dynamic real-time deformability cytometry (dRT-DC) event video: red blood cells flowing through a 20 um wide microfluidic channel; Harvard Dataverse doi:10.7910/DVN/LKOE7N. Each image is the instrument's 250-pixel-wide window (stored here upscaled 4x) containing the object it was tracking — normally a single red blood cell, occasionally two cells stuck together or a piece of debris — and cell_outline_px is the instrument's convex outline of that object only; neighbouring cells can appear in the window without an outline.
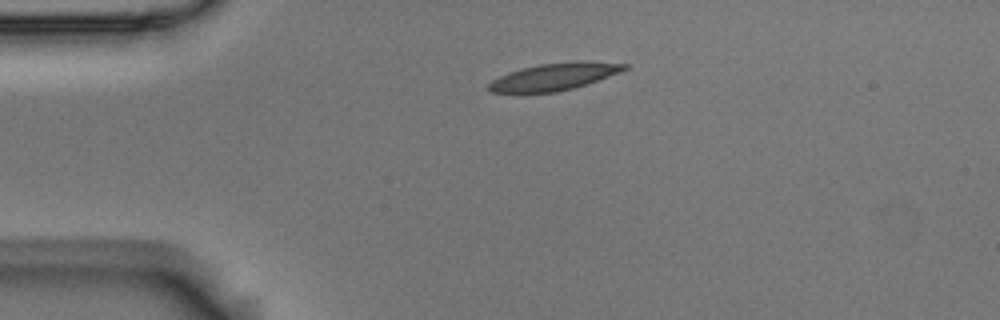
{"species": "Egyptian fruit bat (a non-hibernating species)", "species_latin": "Rousettus aegyptiacus", "temperature_condition": "room temperature", "stored_images_in_passage": 2, "camera_frame_rate_fps": 3000, "um_per_image_px": 0.085, "animal": {"sex": "male"}, "frame": {"image": 1, "passage_image": 1, "time_ms": 0.0, "image_size_px": [1000, 320], "cell_outline_px": [[628, 68], [596, 80], [572, 88], [556, 92], [492, 92], [488, 88], [488, 84], [492, 80], [508, 72], [540, 64], [576, 60], [588, 60], [628, 64]], "centroid_in_image_um": [47.11, 6.49], "position_along_channel_um": 37.9, "area_um2": 21.1}}